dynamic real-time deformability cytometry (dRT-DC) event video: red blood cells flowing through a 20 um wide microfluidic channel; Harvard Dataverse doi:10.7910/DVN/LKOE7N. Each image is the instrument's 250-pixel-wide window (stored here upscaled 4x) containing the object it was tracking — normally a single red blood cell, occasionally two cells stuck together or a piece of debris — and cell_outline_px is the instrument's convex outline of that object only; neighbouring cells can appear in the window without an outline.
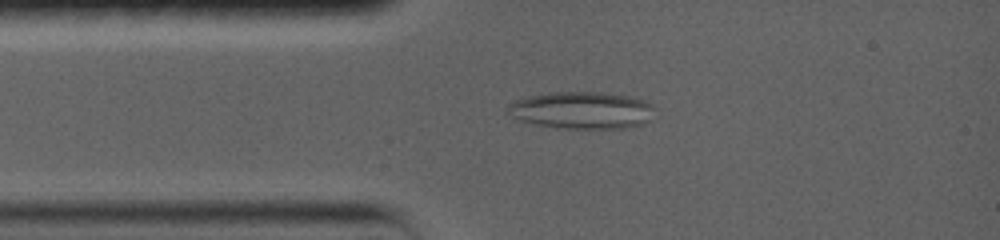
{"species": "common noctule bat (a hibernating species)", "species_latin": "Nyctalus noctula", "temperature_condition": "warm", "stored_images_in_passage": 16, "camera_frame_rate_fps": 5000, "um_per_image_px": 0.085, "animal": {"sex": "female", "body_mass_g": 19.0, "forearm_length_mm": 56.7}, "frame": {"image": 1, "passage_image": 7, "time_ms": 2.6, "image_size_px": [1000, 240], "cell_outline_px": [[652, 108], [648, 120], [644, 124], [624, 128], [556, 128], [532, 124], [520, 120], [512, 116], [508, 112], [508, 104], [516, 100], [528, 96], [552, 92], [600, 92], [636, 96], [652, 104]], "centroid_in_image_um": [49.44, 9.36], "position_along_channel_um": 35.6, "area_um2": 31.85}}
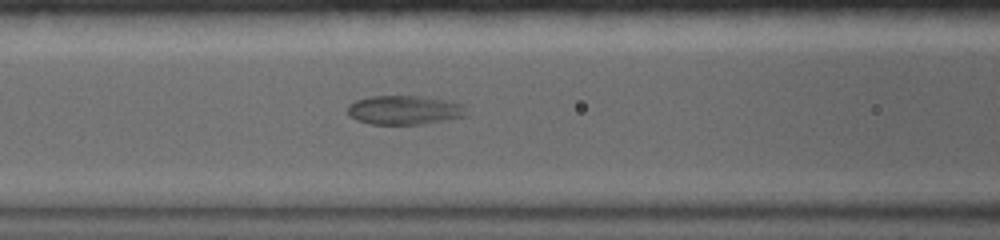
{"frame": {"image": 2, "passage_image": 14, "time_ms": 5.6, "image_size_px": [1000, 240], "cell_outline_px": [[468, 116], [424, 124], [372, 124], [356, 120], [348, 116], [348, 104], [356, 100], [372, 96], [420, 96], [444, 100], [464, 104]], "centroid_in_image_um": [34.38, 9.36], "position_along_channel_um": 132.2, "area_um2": 20.23}}